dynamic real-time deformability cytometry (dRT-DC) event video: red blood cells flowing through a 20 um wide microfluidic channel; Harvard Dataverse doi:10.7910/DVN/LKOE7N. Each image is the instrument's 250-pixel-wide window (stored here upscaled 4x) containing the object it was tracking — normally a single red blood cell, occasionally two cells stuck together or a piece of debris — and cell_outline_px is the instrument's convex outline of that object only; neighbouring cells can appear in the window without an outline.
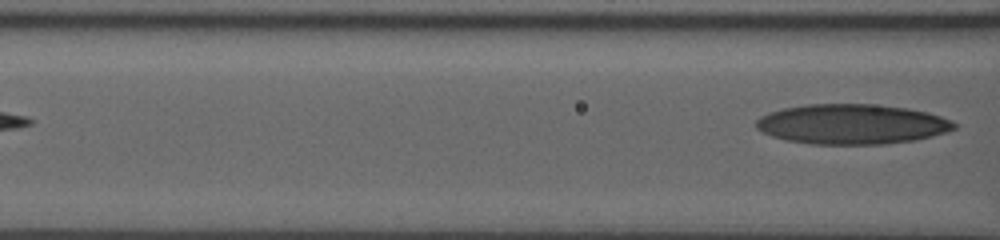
{"species": "human", "species_latin": "Homo sapiens", "temperature_condition": "room temperature", "stored_images_in_passage": 4, "segment_of_instrument_passage": [2, 2], "camera_frame_rate_fps": 3000, "um_per_image_px": 0.085, "donor": {"sex": "male"}, "frame": {"image": 1, "passage_image": 4, "time_ms": 2.667, "image_size_px": [1000, 240], "cell_outline_px": [[956, 128], [932, 136], [912, 140], [884, 144], [812, 144], [784, 140], [772, 136], [756, 128], [756, 120], [760, 116], [784, 108], [808, 104], [868, 104], [908, 108], [928, 112], [952, 120], [956, 124]], "centroid_in_image_um": [72.4, 10.55], "position_along_channel_um": 94.2, "area_um2": 45.95}}